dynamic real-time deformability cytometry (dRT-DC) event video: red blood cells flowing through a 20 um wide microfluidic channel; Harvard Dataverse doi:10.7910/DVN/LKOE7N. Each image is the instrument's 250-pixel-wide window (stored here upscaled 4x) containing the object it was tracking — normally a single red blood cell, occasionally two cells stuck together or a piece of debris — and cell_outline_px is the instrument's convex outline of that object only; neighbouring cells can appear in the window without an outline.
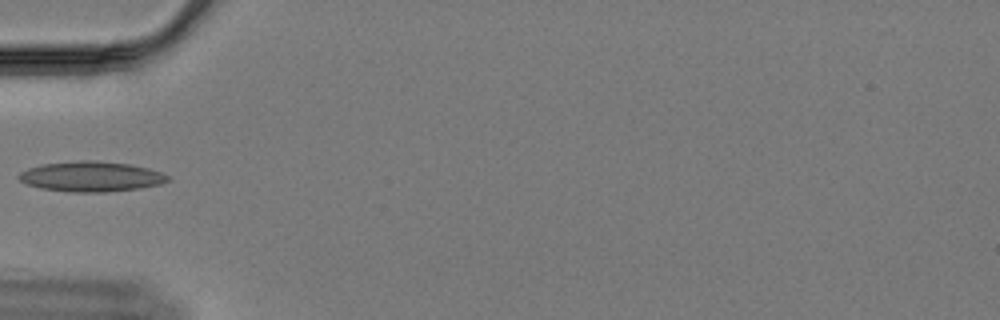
{"species": "Egyptian fruit bat (a non-hibernating species)", "species_latin": "Rousettus aegyptiacus", "temperature_condition": "cold", "stored_images_in_passage": 15, "camera_frame_rate_fps": 3000, "um_per_image_px": 0.085, "animal": {"sex": "female"}, "frame": {"image": 1, "passage_image": 1, "time_ms": 0.0, "image_size_px": [1000, 320], "cell_outline_px": [[172, 180], [160, 184], [140, 188], [104, 192], [72, 192], [40, 188], [28, 184], [20, 180], [20, 172], [28, 168], [44, 164], [80, 160], [96, 160], [128, 164], [148, 168], [160, 172], [168, 176]], "centroid_in_image_um": [7.78, 15.0], "position_along_channel_um": 77.2, "area_um2": 26.01}}
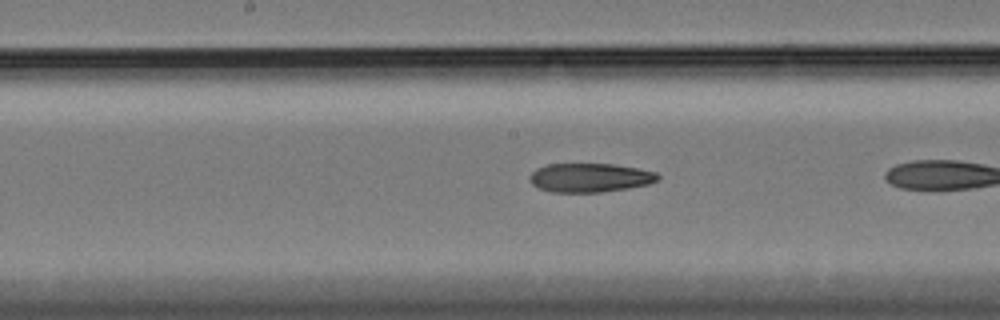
{"frame": {"image": 2, "passage_image": 9, "time_ms": 2.667, "image_size_px": [1000, 320], "cell_outline_px": [[660, 180], [648, 184], [628, 188], [600, 192], [552, 192], [540, 188], [532, 184], [528, 176], [536, 168], [548, 164], [612, 164], [640, 168], [656, 172], [660, 176]], "centroid_in_image_um": [50.16, 15.09], "position_along_channel_um": 198.0, "area_um2": 21.68}}